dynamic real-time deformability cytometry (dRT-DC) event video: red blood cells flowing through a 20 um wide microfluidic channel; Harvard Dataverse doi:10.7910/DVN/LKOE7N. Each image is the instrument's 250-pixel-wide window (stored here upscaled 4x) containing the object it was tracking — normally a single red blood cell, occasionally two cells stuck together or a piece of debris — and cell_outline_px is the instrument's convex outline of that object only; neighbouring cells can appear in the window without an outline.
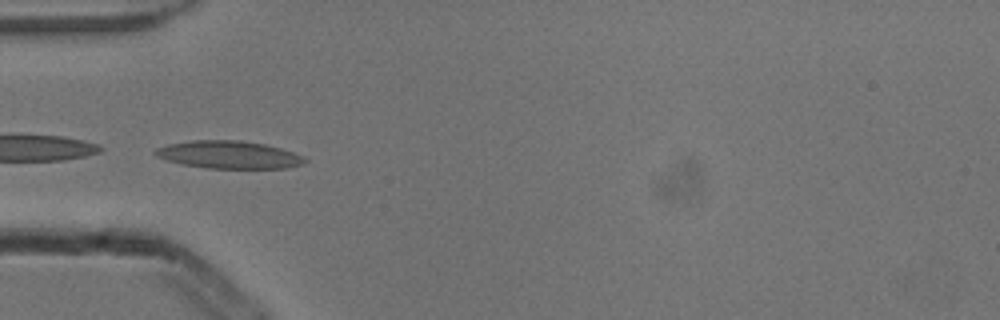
{"species": "common noctule bat (a hibernating species)", "species_latin": "Nyctalus noctula", "temperature_condition": "cold", "stored_images_in_passage": 5, "camera_frame_rate_fps": 3000, "um_per_image_px": 0.085, "animal": {"sex": "male", "body_mass_g": 13.3}, "frame": {"image": 1, "passage_image": 3, "time_ms": 0.667, "image_size_px": [1000, 320], "cell_outline_px": [[308, 160], [304, 164], [288, 168], [208, 168], [184, 164], [168, 160], [156, 156], [152, 152], [156, 148], [168, 144], [192, 140], [236, 140], [264, 144], [280, 148], [304, 156]], "centroid_in_image_um": [19.47, 13.15], "position_along_channel_um": 65.5, "area_um2": 23.99}}
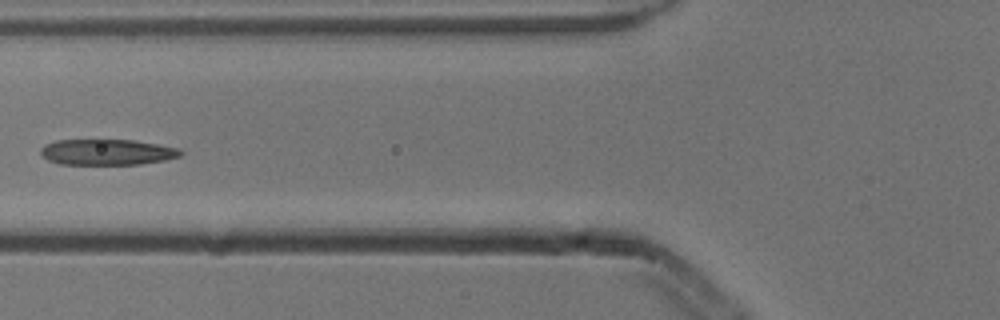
{"frame": {"image": 2, "passage_image": 4, "time_ms": 1.0, "image_size_px": [1000, 320], "cell_outline_px": [[184, 152], [180, 156], [164, 160], [140, 164], [60, 164], [48, 160], [40, 156], [40, 148], [44, 144], [56, 140], [132, 140], [160, 144], [180, 148]], "centroid_in_image_um": [9.09, 12.92], "position_along_channel_um": 116.7, "area_um2": 21.21}}
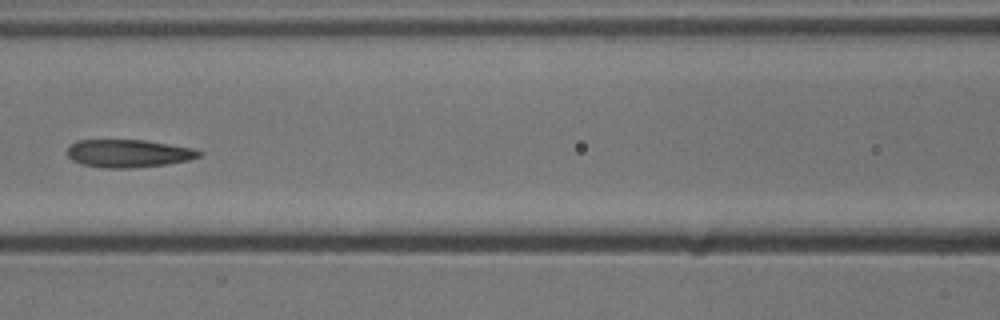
{"frame": {"image": 3, "passage_image": 5, "time_ms": 1.333, "image_size_px": [1000, 320], "cell_outline_px": [[204, 152], [200, 156], [188, 160], [168, 164], [128, 168], [104, 168], [80, 164], [72, 160], [68, 156], [68, 148], [76, 140], [144, 140], [192, 148]], "centroid_in_image_um": [10.91, 13.04], "position_along_channel_um": 155.7, "area_um2": 21.33}}